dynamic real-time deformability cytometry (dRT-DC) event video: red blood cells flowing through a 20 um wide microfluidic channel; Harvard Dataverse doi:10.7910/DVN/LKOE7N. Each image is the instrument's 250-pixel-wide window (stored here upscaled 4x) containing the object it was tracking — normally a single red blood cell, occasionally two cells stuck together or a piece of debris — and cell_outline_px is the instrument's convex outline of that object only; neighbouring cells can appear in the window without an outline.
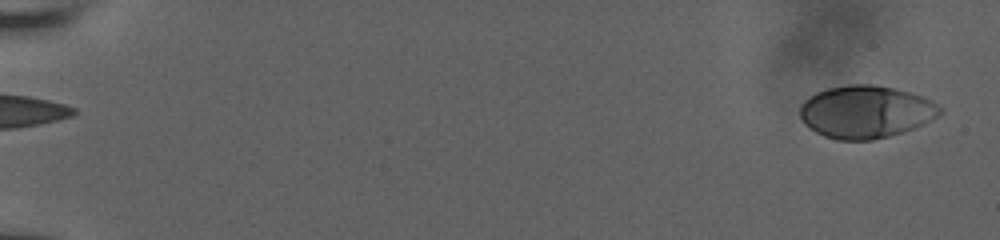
{"species": "human", "species_latin": "Homo sapiens", "temperature_condition": "room temperature", "stored_images_in_passage": 58, "camera_frame_rate_fps": 3000, "um_per_image_px": 0.085, "donor": {"sex": "male"}, "frame": {"image": 1, "passage_image": 1, "time_ms": 0.0, "image_size_px": [1000, 240], "cell_outline_px": [[944, 112], [904, 132], [872, 140], [836, 140], [824, 136], [808, 128], [804, 124], [800, 116], [800, 108], [804, 100], [808, 96], [816, 92], [828, 88], [848, 84], [872, 84], [892, 88], [924, 96], [944, 108]], "centroid_in_image_um": [73.56, 9.5], "position_along_channel_um": 11.4, "area_um2": 42.95}}
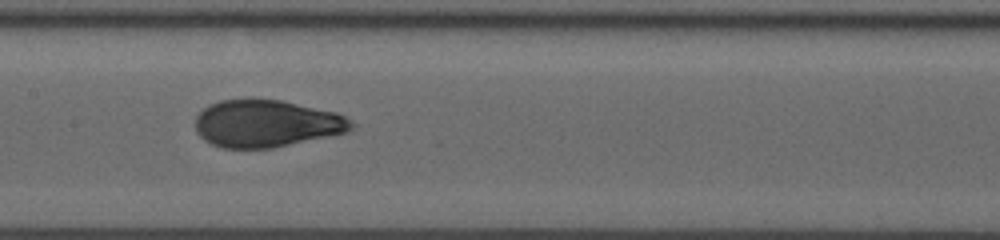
{"frame": {"image": 2, "passage_image": 32, "time_ms": 9.667, "image_size_px": [1000, 240], "cell_outline_px": [[356, 124], [348, 132], [272, 148], [220, 148], [204, 140], [196, 132], [196, 116], [208, 104], [220, 100], [252, 96], [280, 100], [336, 112], [344, 116]], "centroid_in_image_um": [22.61, 10.47], "position_along_channel_um": 184.8, "area_um2": 43.64}}
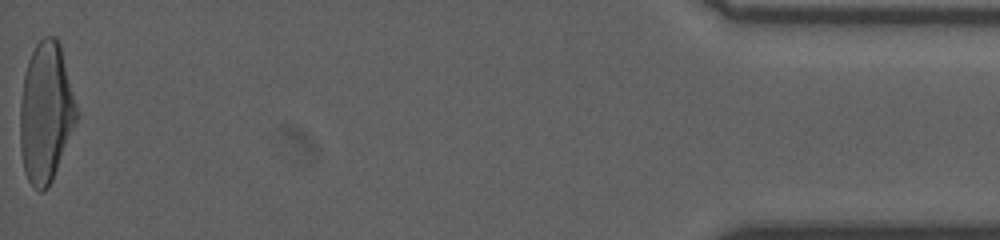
{"frame": {"image": 3, "passage_image": 58, "time_ms": 18.333, "image_size_px": [1000, 240], "cell_outline_px": [[80, 112], [52, 180], [48, 188], [44, 192], [40, 192], [28, 180], [24, 172], [20, 148], [20, 104], [24, 76], [28, 60], [36, 44], [44, 36], [56, 36], [60, 44]], "centroid_in_image_um": [3.91, 9.55], "position_along_channel_um": 431.3, "area_um2": 46.3}, "authors_computed_cell_mechanics": {"area_um2": 43.2055, "velocity_mm_per_s": 3.8418, "shape_relaxation_time_tau1_ms": 4.9778, "shape_relaxation_time_tau2_ms": 0.6974, "deformation_change_tau1": 0.2045, "deformation_change_tau2": 0.0607}}